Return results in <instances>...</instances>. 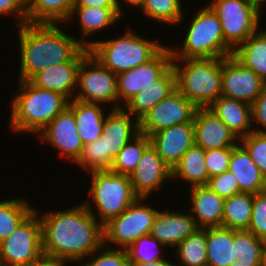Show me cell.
<instances>
[{
	"mask_svg": "<svg viewBox=\"0 0 266 266\" xmlns=\"http://www.w3.org/2000/svg\"><path fill=\"white\" fill-rule=\"evenodd\" d=\"M74 99L119 109L117 75L89 53L78 69Z\"/></svg>",
	"mask_w": 266,
	"mask_h": 266,
	"instance_id": "obj_10",
	"label": "cell"
},
{
	"mask_svg": "<svg viewBox=\"0 0 266 266\" xmlns=\"http://www.w3.org/2000/svg\"><path fill=\"white\" fill-rule=\"evenodd\" d=\"M238 139L253 132L251 105L221 95L209 107Z\"/></svg>",
	"mask_w": 266,
	"mask_h": 266,
	"instance_id": "obj_26",
	"label": "cell"
},
{
	"mask_svg": "<svg viewBox=\"0 0 266 266\" xmlns=\"http://www.w3.org/2000/svg\"><path fill=\"white\" fill-rule=\"evenodd\" d=\"M3 15H11V18L14 17L15 27L27 23L26 9L23 0H0V18Z\"/></svg>",
	"mask_w": 266,
	"mask_h": 266,
	"instance_id": "obj_46",
	"label": "cell"
},
{
	"mask_svg": "<svg viewBox=\"0 0 266 266\" xmlns=\"http://www.w3.org/2000/svg\"><path fill=\"white\" fill-rule=\"evenodd\" d=\"M75 164L82 172L109 170V154H105L104 136L84 145L82 155Z\"/></svg>",
	"mask_w": 266,
	"mask_h": 266,
	"instance_id": "obj_39",
	"label": "cell"
},
{
	"mask_svg": "<svg viewBox=\"0 0 266 266\" xmlns=\"http://www.w3.org/2000/svg\"><path fill=\"white\" fill-rule=\"evenodd\" d=\"M77 129L74 113L66 107L37 134L36 138L38 142L40 140V143L48 144L54 150L56 149L58 155L75 165L84 148Z\"/></svg>",
	"mask_w": 266,
	"mask_h": 266,
	"instance_id": "obj_13",
	"label": "cell"
},
{
	"mask_svg": "<svg viewBox=\"0 0 266 266\" xmlns=\"http://www.w3.org/2000/svg\"><path fill=\"white\" fill-rule=\"evenodd\" d=\"M117 7L116 0H75L73 7Z\"/></svg>",
	"mask_w": 266,
	"mask_h": 266,
	"instance_id": "obj_48",
	"label": "cell"
},
{
	"mask_svg": "<svg viewBox=\"0 0 266 266\" xmlns=\"http://www.w3.org/2000/svg\"><path fill=\"white\" fill-rule=\"evenodd\" d=\"M176 88L197 108L222 95V58H173Z\"/></svg>",
	"mask_w": 266,
	"mask_h": 266,
	"instance_id": "obj_6",
	"label": "cell"
},
{
	"mask_svg": "<svg viewBox=\"0 0 266 266\" xmlns=\"http://www.w3.org/2000/svg\"><path fill=\"white\" fill-rule=\"evenodd\" d=\"M150 143L171 170L195 144L193 122L173 125L151 136Z\"/></svg>",
	"mask_w": 266,
	"mask_h": 266,
	"instance_id": "obj_18",
	"label": "cell"
},
{
	"mask_svg": "<svg viewBox=\"0 0 266 266\" xmlns=\"http://www.w3.org/2000/svg\"><path fill=\"white\" fill-rule=\"evenodd\" d=\"M148 200L138 197L125 211L103 226L106 246L127 249L138 238L150 234L160 209Z\"/></svg>",
	"mask_w": 266,
	"mask_h": 266,
	"instance_id": "obj_8",
	"label": "cell"
},
{
	"mask_svg": "<svg viewBox=\"0 0 266 266\" xmlns=\"http://www.w3.org/2000/svg\"><path fill=\"white\" fill-rule=\"evenodd\" d=\"M172 59L171 49L166 45L149 62L117 74L119 109L123 108L134 95L158 79L172 65Z\"/></svg>",
	"mask_w": 266,
	"mask_h": 266,
	"instance_id": "obj_14",
	"label": "cell"
},
{
	"mask_svg": "<svg viewBox=\"0 0 266 266\" xmlns=\"http://www.w3.org/2000/svg\"><path fill=\"white\" fill-rule=\"evenodd\" d=\"M168 257H166L165 259H161V260H155V261H152V262H147V263H143V262H130V266H178L176 264V260L175 261H172L173 259V256H172V259H168Z\"/></svg>",
	"mask_w": 266,
	"mask_h": 266,
	"instance_id": "obj_49",
	"label": "cell"
},
{
	"mask_svg": "<svg viewBox=\"0 0 266 266\" xmlns=\"http://www.w3.org/2000/svg\"><path fill=\"white\" fill-rule=\"evenodd\" d=\"M187 208L199 228L222 226L225 198L206 186L188 188Z\"/></svg>",
	"mask_w": 266,
	"mask_h": 266,
	"instance_id": "obj_23",
	"label": "cell"
},
{
	"mask_svg": "<svg viewBox=\"0 0 266 266\" xmlns=\"http://www.w3.org/2000/svg\"><path fill=\"white\" fill-rule=\"evenodd\" d=\"M182 0H146L145 5L140 10V16L147 17L148 21L158 24L179 26L186 22V13ZM184 6V7H183Z\"/></svg>",
	"mask_w": 266,
	"mask_h": 266,
	"instance_id": "obj_33",
	"label": "cell"
},
{
	"mask_svg": "<svg viewBox=\"0 0 266 266\" xmlns=\"http://www.w3.org/2000/svg\"><path fill=\"white\" fill-rule=\"evenodd\" d=\"M28 23L65 24L75 0H23Z\"/></svg>",
	"mask_w": 266,
	"mask_h": 266,
	"instance_id": "obj_30",
	"label": "cell"
},
{
	"mask_svg": "<svg viewBox=\"0 0 266 266\" xmlns=\"http://www.w3.org/2000/svg\"><path fill=\"white\" fill-rule=\"evenodd\" d=\"M247 230L266 242V191L253 194L252 216Z\"/></svg>",
	"mask_w": 266,
	"mask_h": 266,
	"instance_id": "obj_42",
	"label": "cell"
},
{
	"mask_svg": "<svg viewBox=\"0 0 266 266\" xmlns=\"http://www.w3.org/2000/svg\"><path fill=\"white\" fill-rule=\"evenodd\" d=\"M24 197L0 199V242L10 234L35 210ZM8 199V200H7ZM3 200V201H1Z\"/></svg>",
	"mask_w": 266,
	"mask_h": 266,
	"instance_id": "obj_36",
	"label": "cell"
},
{
	"mask_svg": "<svg viewBox=\"0 0 266 266\" xmlns=\"http://www.w3.org/2000/svg\"><path fill=\"white\" fill-rule=\"evenodd\" d=\"M67 107L74 113L77 130L84 145L100 139L106 115L111 109L103 104L77 99L70 100Z\"/></svg>",
	"mask_w": 266,
	"mask_h": 266,
	"instance_id": "obj_25",
	"label": "cell"
},
{
	"mask_svg": "<svg viewBox=\"0 0 266 266\" xmlns=\"http://www.w3.org/2000/svg\"><path fill=\"white\" fill-rule=\"evenodd\" d=\"M207 186L225 199L241 193L235 175L229 170L220 175L210 177Z\"/></svg>",
	"mask_w": 266,
	"mask_h": 266,
	"instance_id": "obj_44",
	"label": "cell"
},
{
	"mask_svg": "<svg viewBox=\"0 0 266 266\" xmlns=\"http://www.w3.org/2000/svg\"><path fill=\"white\" fill-rule=\"evenodd\" d=\"M266 83V29L263 27L240 44L232 55Z\"/></svg>",
	"mask_w": 266,
	"mask_h": 266,
	"instance_id": "obj_31",
	"label": "cell"
},
{
	"mask_svg": "<svg viewBox=\"0 0 266 266\" xmlns=\"http://www.w3.org/2000/svg\"><path fill=\"white\" fill-rule=\"evenodd\" d=\"M239 143L247 150L266 179V133L250 132L247 136L239 139Z\"/></svg>",
	"mask_w": 266,
	"mask_h": 266,
	"instance_id": "obj_41",
	"label": "cell"
},
{
	"mask_svg": "<svg viewBox=\"0 0 266 266\" xmlns=\"http://www.w3.org/2000/svg\"><path fill=\"white\" fill-rule=\"evenodd\" d=\"M208 5L218 16L225 42L233 50L261 28L264 13L245 0H211Z\"/></svg>",
	"mask_w": 266,
	"mask_h": 266,
	"instance_id": "obj_9",
	"label": "cell"
},
{
	"mask_svg": "<svg viewBox=\"0 0 266 266\" xmlns=\"http://www.w3.org/2000/svg\"><path fill=\"white\" fill-rule=\"evenodd\" d=\"M16 86L18 92L12 95L9 106L8 127L12 133L36 136L68 106L69 100L61 93L23 80H18Z\"/></svg>",
	"mask_w": 266,
	"mask_h": 266,
	"instance_id": "obj_3",
	"label": "cell"
},
{
	"mask_svg": "<svg viewBox=\"0 0 266 266\" xmlns=\"http://www.w3.org/2000/svg\"><path fill=\"white\" fill-rule=\"evenodd\" d=\"M150 144L148 135L139 132L114 158L110 171L130 176L137 167L145 148Z\"/></svg>",
	"mask_w": 266,
	"mask_h": 266,
	"instance_id": "obj_37",
	"label": "cell"
},
{
	"mask_svg": "<svg viewBox=\"0 0 266 266\" xmlns=\"http://www.w3.org/2000/svg\"><path fill=\"white\" fill-rule=\"evenodd\" d=\"M79 266H130V261L126 249L112 248L103 243Z\"/></svg>",
	"mask_w": 266,
	"mask_h": 266,
	"instance_id": "obj_40",
	"label": "cell"
},
{
	"mask_svg": "<svg viewBox=\"0 0 266 266\" xmlns=\"http://www.w3.org/2000/svg\"><path fill=\"white\" fill-rule=\"evenodd\" d=\"M232 148L227 147L205 151V163L209 178L220 175L228 170Z\"/></svg>",
	"mask_w": 266,
	"mask_h": 266,
	"instance_id": "obj_43",
	"label": "cell"
},
{
	"mask_svg": "<svg viewBox=\"0 0 266 266\" xmlns=\"http://www.w3.org/2000/svg\"><path fill=\"white\" fill-rule=\"evenodd\" d=\"M207 266H229L236 259L235 230L206 228Z\"/></svg>",
	"mask_w": 266,
	"mask_h": 266,
	"instance_id": "obj_29",
	"label": "cell"
},
{
	"mask_svg": "<svg viewBox=\"0 0 266 266\" xmlns=\"http://www.w3.org/2000/svg\"><path fill=\"white\" fill-rule=\"evenodd\" d=\"M196 110L176 88L139 120V132L151 136L173 125L193 122Z\"/></svg>",
	"mask_w": 266,
	"mask_h": 266,
	"instance_id": "obj_12",
	"label": "cell"
},
{
	"mask_svg": "<svg viewBox=\"0 0 266 266\" xmlns=\"http://www.w3.org/2000/svg\"><path fill=\"white\" fill-rule=\"evenodd\" d=\"M139 133V121L124 108L108 111L102 129L105 154H109V170L119 151Z\"/></svg>",
	"mask_w": 266,
	"mask_h": 266,
	"instance_id": "obj_21",
	"label": "cell"
},
{
	"mask_svg": "<svg viewBox=\"0 0 266 266\" xmlns=\"http://www.w3.org/2000/svg\"><path fill=\"white\" fill-rule=\"evenodd\" d=\"M266 87L253 71L233 56L222 58V95L251 105Z\"/></svg>",
	"mask_w": 266,
	"mask_h": 266,
	"instance_id": "obj_15",
	"label": "cell"
},
{
	"mask_svg": "<svg viewBox=\"0 0 266 266\" xmlns=\"http://www.w3.org/2000/svg\"><path fill=\"white\" fill-rule=\"evenodd\" d=\"M77 18V19H76ZM77 21L80 30V36L76 39L86 48H89L95 38H91L99 32L116 28V23L122 21L117 7H73L72 13L66 24ZM114 26V27H112ZM112 27V28H110Z\"/></svg>",
	"mask_w": 266,
	"mask_h": 266,
	"instance_id": "obj_22",
	"label": "cell"
},
{
	"mask_svg": "<svg viewBox=\"0 0 266 266\" xmlns=\"http://www.w3.org/2000/svg\"><path fill=\"white\" fill-rule=\"evenodd\" d=\"M251 4H253L254 6H256L261 12H265L266 9V0H245ZM264 6V8H263Z\"/></svg>",
	"mask_w": 266,
	"mask_h": 266,
	"instance_id": "obj_51",
	"label": "cell"
},
{
	"mask_svg": "<svg viewBox=\"0 0 266 266\" xmlns=\"http://www.w3.org/2000/svg\"><path fill=\"white\" fill-rule=\"evenodd\" d=\"M176 89V74L171 65L151 85L134 95L123 108L138 121Z\"/></svg>",
	"mask_w": 266,
	"mask_h": 266,
	"instance_id": "obj_24",
	"label": "cell"
},
{
	"mask_svg": "<svg viewBox=\"0 0 266 266\" xmlns=\"http://www.w3.org/2000/svg\"><path fill=\"white\" fill-rule=\"evenodd\" d=\"M68 265L69 264L65 261L43 257L38 262L27 265V266H68Z\"/></svg>",
	"mask_w": 266,
	"mask_h": 266,
	"instance_id": "obj_50",
	"label": "cell"
},
{
	"mask_svg": "<svg viewBox=\"0 0 266 266\" xmlns=\"http://www.w3.org/2000/svg\"><path fill=\"white\" fill-rule=\"evenodd\" d=\"M164 250H169L163 243L151 234L138 238L127 249V256L130 262H152L165 259L167 256L162 254Z\"/></svg>",
	"mask_w": 266,
	"mask_h": 266,
	"instance_id": "obj_38",
	"label": "cell"
},
{
	"mask_svg": "<svg viewBox=\"0 0 266 266\" xmlns=\"http://www.w3.org/2000/svg\"><path fill=\"white\" fill-rule=\"evenodd\" d=\"M145 2H146V0H116V5H117L120 16L123 18V15H124V17L126 16L125 13H126V9L128 7L135 8V9L132 8V10H136V8H137V11H140L143 8V6L145 5ZM124 4H126V5H124ZM124 8H126V9H124Z\"/></svg>",
	"mask_w": 266,
	"mask_h": 266,
	"instance_id": "obj_47",
	"label": "cell"
},
{
	"mask_svg": "<svg viewBox=\"0 0 266 266\" xmlns=\"http://www.w3.org/2000/svg\"><path fill=\"white\" fill-rule=\"evenodd\" d=\"M86 175L90 176L89 197L81 202L103 226L138 198L128 175L110 170L93 171Z\"/></svg>",
	"mask_w": 266,
	"mask_h": 266,
	"instance_id": "obj_7",
	"label": "cell"
},
{
	"mask_svg": "<svg viewBox=\"0 0 266 266\" xmlns=\"http://www.w3.org/2000/svg\"><path fill=\"white\" fill-rule=\"evenodd\" d=\"M89 53V48L84 47L71 61L46 68L36 73L29 82L35 87L61 93L70 101L74 99L81 61Z\"/></svg>",
	"mask_w": 266,
	"mask_h": 266,
	"instance_id": "obj_19",
	"label": "cell"
},
{
	"mask_svg": "<svg viewBox=\"0 0 266 266\" xmlns=\"http://www.w3.org/2000/svg\"><path fill=\"white\" fill-rule=\"evenodd\" d=\"M195 12V13H194ZM182 42L170 46L172 58H224L233 55V49L225 42L221 23L216 13L206 3L193 11ZM181 44V45H180Z\"/></svg>",
	"mask_w": 266,
	"mask_h": 266,
	"instance_id": "obj_4",
	"label": "cell"
},
{
	"mask_svg": "<svg viewBox=\"0 0 266 266\" xmlns=\"http://www.w3.org/2000/svg\"><path fill=\"white\" fill-rule=\"evenodd\" d=\"M193 125L195 145L205 151L234 147L239 143L235 134L208 108H197Z\"/></svg>",
	"mask_w": 266,
	"mask_h": 266,
	"instance_id": "obj_20",
	"label": "cell"
},
{
	"mask_svg": "<svg viewBox=\"0 0 266 266\" xmlns=\"http://www.w3.org/2000/svg\"><path fill=\"white\" fill-rule=\"evenodd\" d=\"M44 257L42 226L34 210L5 240L0 242L2 266H27Z\"/></svg>",
	"mask_w": 266,
	"mask_h": 266,
	"instance_id": "obj_11",
	"label": "cell"
},
{
	"mask_svg": "<svg viewBox=\"0 0 266 266\" xmlns=\"http://www.w3.org/2000/svg\"><path fill=\"white\" fill-rule=\"evenodd\" d=\"M253 194L238 193L225 199L222 226L234 230H247L251 221Z\"/></svg>",
	"mask_w": 266,
	"mask_h": 266,
	"instance_id": "obj_34",
	"label": "cell"
},
{
	"mask_svg": "<svg viewBox=\"0 0 266 266\" xmlns=\"http://www.w3.org/2000/svg\"><path fill=\"white\" fill-rule=\"evenodd\" d=\"M129 177L134 193L138 197L150 198L156 194V191H161V188L164 189L163 186L167 185V182L171 184L172 170L150 143Z\"/></svg>",
	"mask_w": 266,
	"mask_h": 266,
	"instance_id": "obj_16",
	"label": "cell"
},
{
	"mask_svg": "<svg viewBox=\"0 0 266 266\" xmlns=\"http://www.w3.org/2000/svg\"><path fill=\"white\" fill-rule=\"evenodd\" d=\"M163 208L158 211L150 234L167 248L174 250L180 242L195 232L199 226L185 208L184 211H180L181 207H176V210L168 209V207Z\"/></svg>",
	"mask_w": 266,
	"mask_h": 266,
	"instance_id": "obj_17",
	"label": "cell"
},
{
	"mask_svg": "<svg viewBox=\"0 0 266 266\" xmlns=\"http://www.w3.org/2000/svg\"><path fill=\"white\" fill-rule=\"evenodd\" d=\"M228 170L235 175L241 192L266 191V179L240 143L232 148Z\"/></svg>",
	"mask_w": 266,
	"mask_h": 266,
	"instance_id": "obj_27",
	"label": "cell"
},
{
	"mask_svg": "<svg viewBox=\"0 0 266 266\" xmlns=\"http://www.w3.org/2000/svg\"><path fill=\"white\" fill-rule=\"evenodd\" d=\"M60 25V26H59ZM63 24L24 23L17 27V78L29 81L36 73L71 61L84 46ZM71 34V35H70Z\"/></svg>",
	"mask_w": 266,
	"mask_h": 266,
	"instance_id": "obj_2",
	"label": "cell"
},
{
	"mask_svg": "<svg viewBox=\"0 0 266 266\" xmlns=\"http://www.w3.org/2000/svg\"><path fill=\"white\" fill-rule=\"evenodd\" d=\"M251 121L254 132L266 133V87L251 104Z\"/></svg>",
	"mask_w": 266,
	"mask_h": 266,
	"instance_id": "obj_45",
	"label": "cell"
},
{
	"mask_svg": "<svg viewBox=\"0 0 266 266\" xmlns=\"http://www.w3.org/2000/svg\"><path fill=\"white\" fill-rule=\"evenodd\" d=\"M172 251L178 266H207L206 228H198Z\"/></svg>",
	"mask_w": 266,
	"mask_h": 266,
	"instance_id": "obj_35",
	"label": "cell"
},
{
	"mask_svg": "<svg viewBox=\"0 0 266 266\" xmlns=\"http://www.w3.org/2000/svg\"><path fill=\"white\" fill-rule=\"evenodd\" d=\"M172 180L174 183L186 182L185 185L188 184L189 188L206 186L209 175L205 163V150L195 144L190 147L172 170Z\"/></svg>",
	"mask_w": 266,
	"mask_h": 266,
	"instance_id": "obj_28",
	"label": "cell"
},
{
	"mask_svg": "<svg viewBox=\"0 0 266 266\" xmlns=\"http://www.w3.org/2000/svg\"><path fill=\"white\" fill-rule=\"evenodd\" d=\"M69 207L43 213L35 206L42 226V249L44 257L80 265L104 243L103 225L81 201Z\"/></svg>",
	"mask_w": 266,
	"mask_h": 266,
	"instance_id": "obj_1",
	"label": "cell"
},
{
	"mask_svg": "<svg viewBox=\"0 0 266 266\" xmlns=\"http://www.w3.org/2000/svg\"><path fill=\"white\" fill-rule=\"evenodd\" d=\"M126 30L112 39L97 38L89 47L90 54L116 75L149 62L166 46L156 38L139 35L136 29Z\"/></svg>",
	"mask_w": 266,
	"mask_h": 266,
	"instance_id": "obj_5",
	"label": "cell"
},
{
	"mask_svg": "<svg viewBox=\"0 0 266 266\" xmlns=\"http://www.w3.org/2000/svg\"><path fill=\"white\" fill-rule=\"evenodd\" d=\"M236 259L229 266H263L266 242L248 230H235Z\"/></svg>",
	"mask_w": 266,
	"mask_h": 266,
	"instance_id": "obj_32",
	"label": "cell"
}]
</instances>
